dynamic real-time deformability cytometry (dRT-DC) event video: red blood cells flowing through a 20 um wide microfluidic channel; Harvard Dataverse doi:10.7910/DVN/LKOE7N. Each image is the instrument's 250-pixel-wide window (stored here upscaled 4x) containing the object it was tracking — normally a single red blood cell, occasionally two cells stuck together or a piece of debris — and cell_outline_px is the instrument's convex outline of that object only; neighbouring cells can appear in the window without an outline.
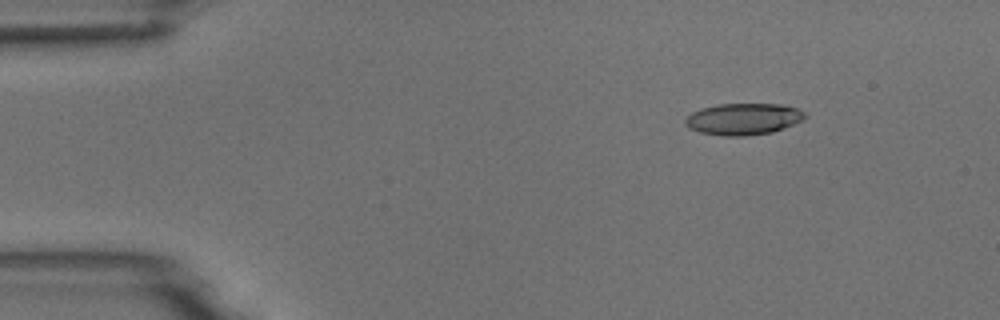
{"species": "common noctule bat (a hibernating species)", "species_latin": "Nyctalus noctula", "temperature_condition": "room temperature", "stored_images_in_passage": 5, "camera_frame_rate_fps": 3000, "um_per_image_px": 0.085, "animal": {"sex": "male", "body_mass_g": 18.8}, "frame": {"image": 1, "passage_image": 2, "time_ms": 1.333, "image_size_px": [1000, 320], "cell_outline_px": [[808, 116], [804, 120], [784, 128], [772, 132], [744, 136], [724, 136], [700, 132], [688, 128], [684, 124], [684, 120], [692, 112], [700, 108], [716, 104], [780, 104], [796, 108], [804, 112]], "centroid_in_image_um": [63.18, 10.11], "position_along_channel_um": 21.8, "area_um2": 22.2}}